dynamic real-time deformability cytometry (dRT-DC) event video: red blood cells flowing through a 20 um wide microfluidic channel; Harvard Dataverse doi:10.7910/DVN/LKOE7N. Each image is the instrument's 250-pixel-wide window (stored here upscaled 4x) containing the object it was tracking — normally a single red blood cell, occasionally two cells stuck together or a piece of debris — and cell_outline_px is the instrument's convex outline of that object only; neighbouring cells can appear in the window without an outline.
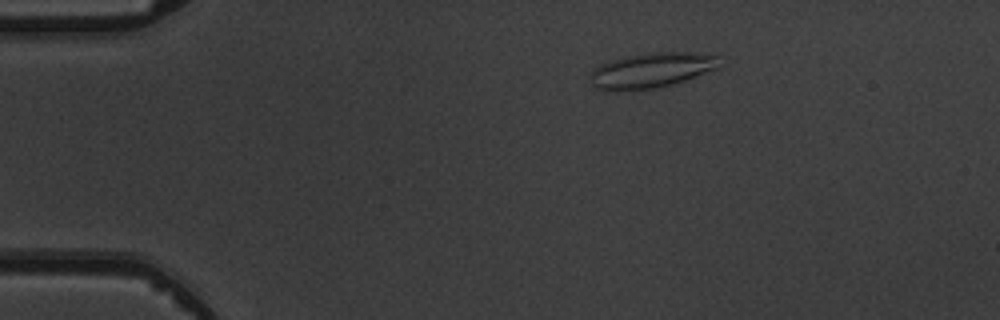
{"species": "common noctule bat (a hibernating species)", "species_latin": "Nyctalus noctula", "temperature_condition": "warm", "stored_images_in_passage": 6, "camera_frame_rate_fps": 3000, "um_per_image_px": 0.085, "animal": {"sex": "male", "body_mass_g": 19.5, "forearm_length_mm": 54.6}, "frame": {"image": 1, "passage_image": 6, "time_ms": 6.667, "image_size_px": [1000, 320], "cell_outline_px": [[720, 68], [672, 84], [652, 88], [616, 92], [592, 88], [588, 76], [592, 68], [608, 60], [624, 56], [652, 52], [692, 52], [720, 56]], "centroid_in_image_um": [55.3, 5.98], "position_along_channel_um": 29.7, "area_um2": 27.11}}